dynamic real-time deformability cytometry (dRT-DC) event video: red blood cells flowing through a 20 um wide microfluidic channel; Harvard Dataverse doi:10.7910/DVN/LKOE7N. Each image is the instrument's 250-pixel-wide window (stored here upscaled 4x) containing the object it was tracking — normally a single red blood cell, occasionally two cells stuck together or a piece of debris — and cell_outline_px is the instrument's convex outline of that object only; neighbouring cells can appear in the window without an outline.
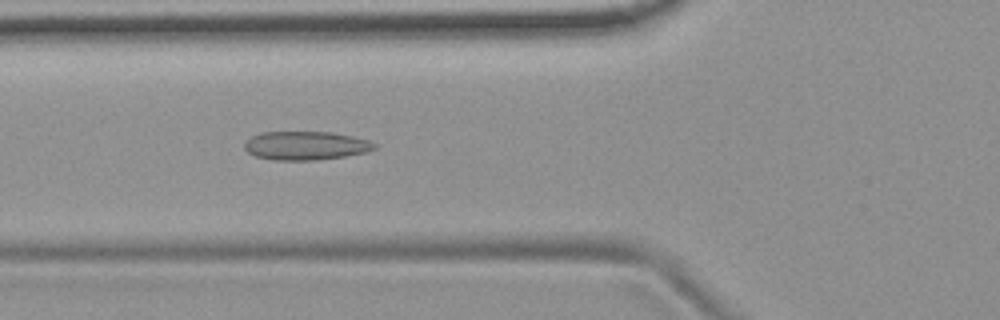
{"species": "common noctule bat (a hibernating species)", "species_latin": "Nyctalus noctula", "temperature_condition": "room temperature", "stored_images_in_passage": 54, "camera_frame_rate_fps": 3000, "um_per_image_px": 0.085, "animal": {"sex": "female", "body_mass_g": 19.9}, "frame": {"image": 1, "passage_image": 20, "time_ms": 6.333, "image_size_px": [1000, 320], "cell_outline_px": [[376, 148], [364, 152], [344, 156], [316, 160], [272, 160], [256, 156], [248, 152], [244, 148], [244, 144], [252, 136], [260, 132], [332, 132], [352, 136], [368, 140], [376, 144]], "centroid_in_image_um": [25.97, 12.37], "position_along_channel_um": 99.8, "area_um2": 21.56}}
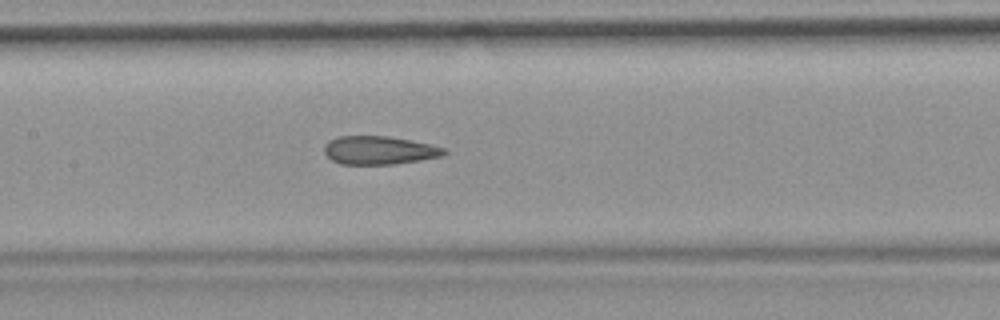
{"frame": {"image": 2, "passage_image": 26, "time_ms": 8.333, "image_size_px": [1000, 320], "cell_outline_px": [[448, 152], [440, 156], [420, 160], [392, 164], [340, 164], [332, 160], [324, 152], [324, 144], [328, 140], [340, 136], [388, 136], [448, 148]], "centroid_in_image_um": [32.21, 12.77], "position_along_channel_um": 175.2, "area_um2": 19.71}}
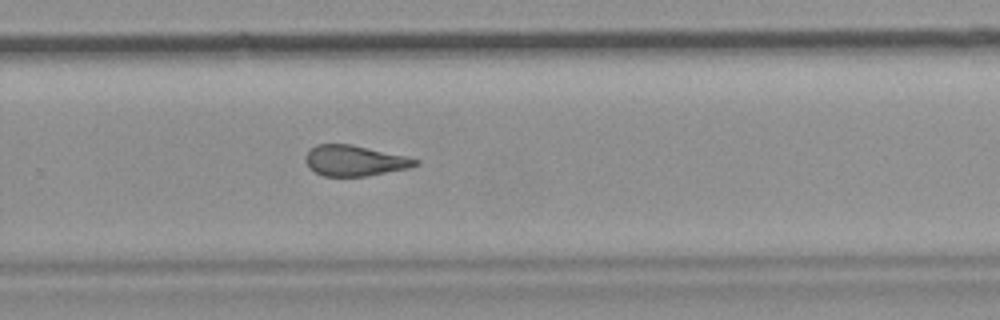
{"frame": {"image": 3, "passage_image": 36, "time_ms": 11.667, "image_size_px": [1000, 320], "cell_outline_px": [[420, 164], [408, 168], [364, 176], [324, 176], [308, 168], [304, 160], [304, 156], [316, 144], [352, 144], [408, 156], [420, 160]], "centroid_in_image_um": [30.14, 13.64], "position_along_channel_um": 299.7, "area_um2": 19.71}, "authors_computed_cell_mechanics": {"area_um2": 21.1259, "velocity_mm_per_s": 3.7613, "shape_relaxation_time_tau1_ms": null, "shape_relaxation_time_tau2_ms": 2.3729, "deformation_change_tau1": null, "deformation_change_tau2": 0.1076}}